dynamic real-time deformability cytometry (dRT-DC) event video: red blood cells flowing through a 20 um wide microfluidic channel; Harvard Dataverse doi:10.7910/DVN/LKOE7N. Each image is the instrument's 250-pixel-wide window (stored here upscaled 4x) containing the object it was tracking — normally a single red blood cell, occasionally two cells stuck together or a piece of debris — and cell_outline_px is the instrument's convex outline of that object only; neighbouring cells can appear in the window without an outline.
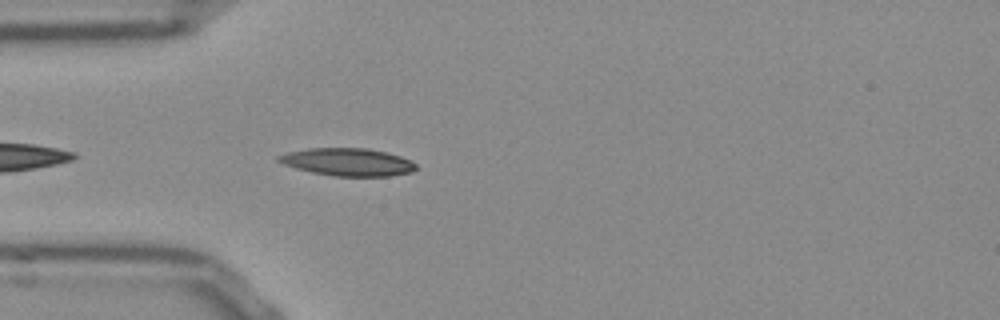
{"species": "Egyptian fruit bat (a non-hibernating species)", "species_latin": "Rousettus aegyptiacus", "temperature_condition": "room temperature", "stored_images_in_passage": 32, "camera_frame_rate_fps": 3000, "um_per_image_px": 0.085, "frame": {"image": 1, "passage_image": 3, "time_ms": 0.667, "image_size_px": [1000, 320], "cell_outline_px": [[416, 168], [412, 172], [388, 176], [332, 176], [312, 172], [296, 168], [284, 164], [276, 160], [276, 156], [288, 152], [308, 148], [364, 148], [384, 152], [400, 156], [416, 164]], "centroid_in_image_um": [29.52, 13.77], "position_along_channel_um": 55.5, "area_um2": 21.96}}
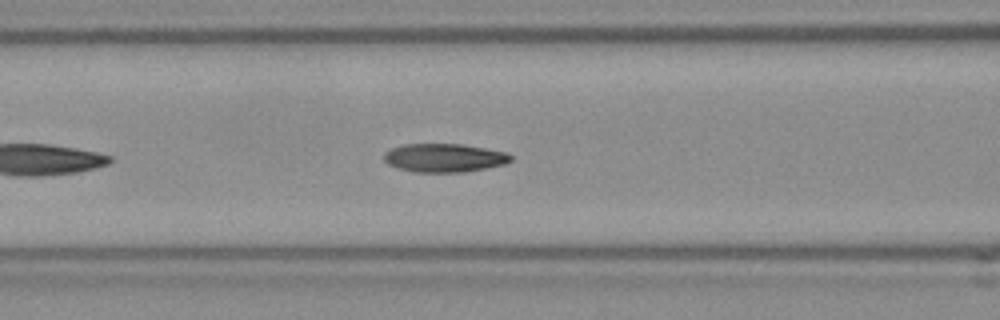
{"frame": {"image": 2, "passage_image": 9, "time_ms": 2.667, "image_size_px": [1000, 320], "cell_outline_px": [[512, 160], [504, 164], [464, 172], [412, 172], [388, 164], [384, 160], [384, 152], [392, 148], [404, 144], [460, 144], [508, 152], [512, 156]], "centroid_in_image_um": [37.76, 13.41], "position_along_channel_um": 128.8, "area_um2": 20.98}}
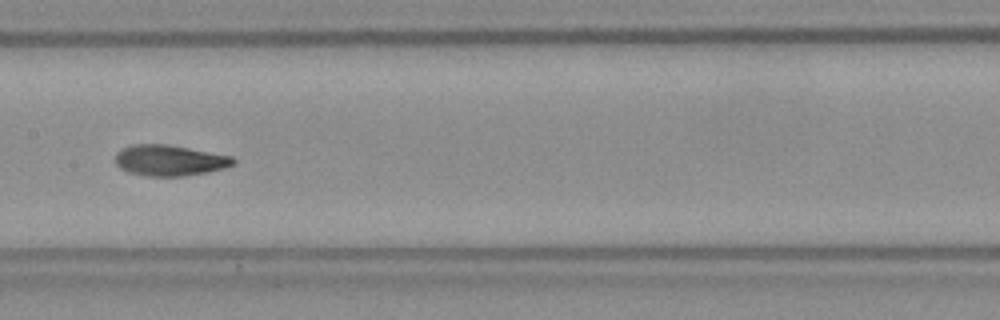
{"frame": {"image": 3, "passage_image": 14, "time_ms": 4.333, "image_size_px": [1000, 320], "cell_outline_px": [[236, 160], [232, 164], [224, 168], [208, 172], [184, 176], [148, 176], [128, 172], [120, 168], [116, 164], [116, 152], [132, 144], [168, 144], [232, 156]], "centroid_in_image_um": [14.41, 13.63], "position_along_channel_um": 193.0, "area_um2": 21.15}, "authors_computed_cell_mechanics": {"area_um2": 21.2993, "velocity_mm_per_s": 3.8354, "shape_relaxation_time_tau1_ms": 4.0259, "shape_relaxation_time_tau2_ms": 1.9877, "deformation_change_tau1": 0.1804, "deformation_change_tau2": 0.091}}